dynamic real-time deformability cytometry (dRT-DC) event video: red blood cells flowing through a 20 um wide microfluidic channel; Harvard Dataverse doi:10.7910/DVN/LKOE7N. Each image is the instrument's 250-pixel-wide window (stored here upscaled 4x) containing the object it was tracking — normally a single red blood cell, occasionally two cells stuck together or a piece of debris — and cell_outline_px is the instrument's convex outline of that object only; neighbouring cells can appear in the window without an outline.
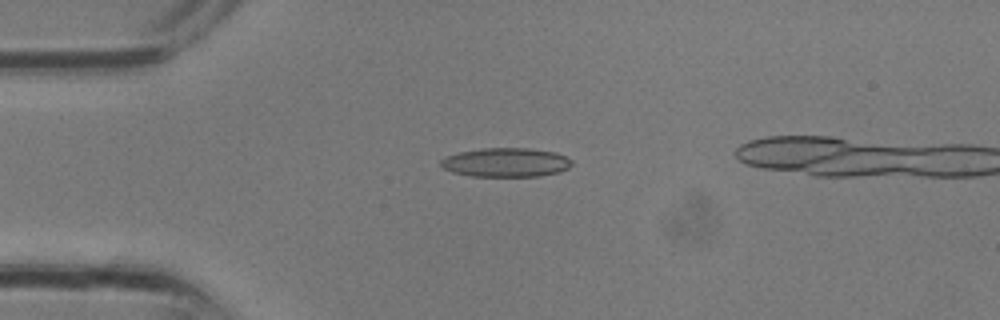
{"species": "common noctule bat (a hibernating species)", "species_latin": "Nyctalus noctula", "temperature_condition": "room temperature", "stored_images_in_passage": 24, "camera_frame_rate_fps": 3000, "um_per_image_px": 0.085, "animal": {"sex": "male", "body_mass_g": 13.3}, "frame": {"image": 1, "passage_image": 3, "time_ms": 0.667, "image_size_px": [1000, 320], "cell_outline_px": [[572, 164], [568, 168], [560, 172], [540, 176], [472, 176], [452, 172], [444, 168], [440, 164], [440, 160], [448, 156], [460, 152], [480, 148], [528, 148], [556, 152], [572, 160]], "centroid_in_image_um": [43.02, 13.8], "position_along_channel_um": 42.0, "area_um2": 22.14}}
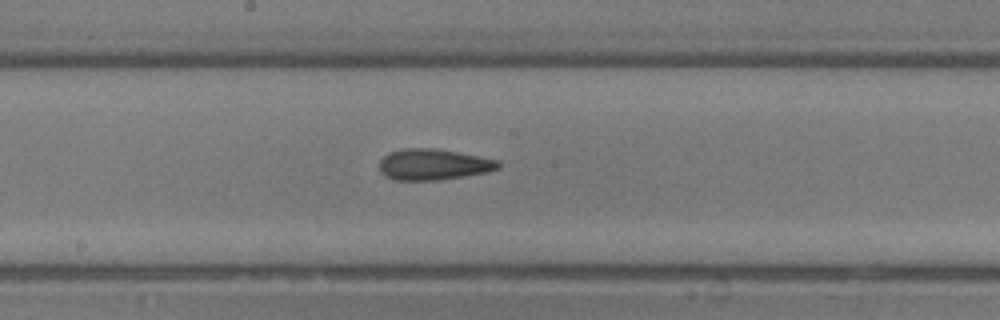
{"frame": {"image": 2, "passage_image": 12, "time_ms": 3.667, "image_size_px": [1000, 320], "cell_outline_px": [[500, 168], [488, 172], [464, 176], [436, 180], [396, 180], [380, 172], [380, 160], [384, 156], [392, 152], [404, 148], [436, 148], [480, 156], [500, 160]], "centroid_in_image_um": [36.89, 13.97], "position_along_channel_um": 211.3, "area_um2": 21.44}}
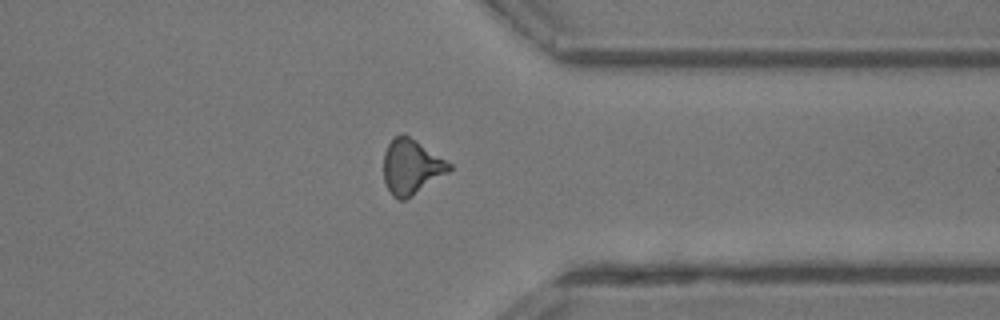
{"frame": {"image": 3, "passage_image": 20, "time_ms": 6.333, "image_size_px": [1000, 320], "cell_outline_px": [[452, 168], [448, 172], [412, 196], [404, 200], [400, 200], [392, 196], [384, 180], [384, 152], [388, 144], [400, 132], [404, 132], [452, 164]], "centroid_in_image_um": [34.95, 14.16], "position_along_channel_um": 376.5, "area_um2": 20.92}}